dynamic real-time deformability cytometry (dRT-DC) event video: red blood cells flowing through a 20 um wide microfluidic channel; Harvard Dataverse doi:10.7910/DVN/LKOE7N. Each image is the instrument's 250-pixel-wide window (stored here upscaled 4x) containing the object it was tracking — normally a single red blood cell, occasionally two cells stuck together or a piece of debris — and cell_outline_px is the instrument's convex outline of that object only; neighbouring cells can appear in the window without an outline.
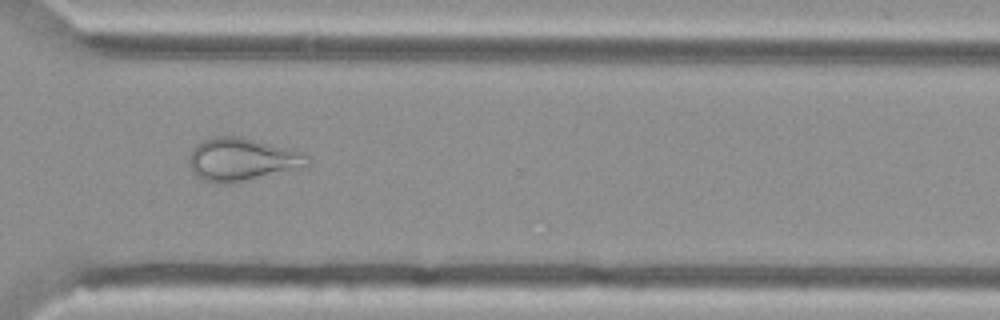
{"species": "Egyptian fruit bat (a non-hibernating species)", "species_latin": "Rousettus aegyptiacus", "temperature_condition": "cold", "stored_images_in_passage": 51, "camera_frame_rate_fps": 3000, "um_per_image_px": 0.085, "animal": {"sex": "female"}, "frame": {"image": 1, "passage_image": 37, "time_ms": 12.0, "image_size_px": [1000, 320], "cell_outline_px": [[308, 164], [304, 168], [228, 184], [216, 184], [200, 180], [192, 172], [188, 164], [188, 156], [192, 148], [196, 144], [208, 136], [240, 136], [288, 148], [300, 152], [308, 156]], "centroid_in_image_um": [20.49, 13.56], "position_along_channel_um": 350.1, "area_um2": 30.11}}